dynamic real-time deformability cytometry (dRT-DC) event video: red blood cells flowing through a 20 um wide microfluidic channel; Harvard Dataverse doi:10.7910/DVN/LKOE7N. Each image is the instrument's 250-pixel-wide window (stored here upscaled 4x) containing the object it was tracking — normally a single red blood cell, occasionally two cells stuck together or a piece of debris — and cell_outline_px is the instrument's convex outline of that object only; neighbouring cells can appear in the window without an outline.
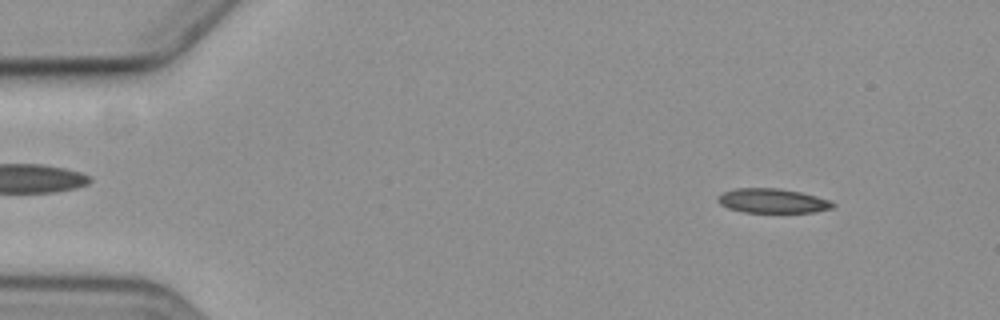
{"species": "common noctule bat (a hibernating species)", "species_latin": "Nyctalus noctula", "temperature_condition": "cold", "stored_images_in_passage": 4, "camera_frame_rate_fps": 3000, "um_per_image_px": 0.085, "animal": {"sex": "female", "body_mass_g": 19.3, "forearm_length_mm": 54.1}, "frame": {"image": 1, "passage_image": 2, "time_ms": 1.333, "image_size_px": [1000, 320], "cell_outline_px": [[836, 204], [832, 208], [812, 212], [744, 212], [728, 208], [720, 204], [716, 200], [716, 196], [724, 192], [736, 188], [776, 188], [800, 192], [816, 196], [828, 200]], "centroid_in_image_um": [65.62, 17.07], "position_along_channel_um": 19.4, "area_um2": 16.24}}
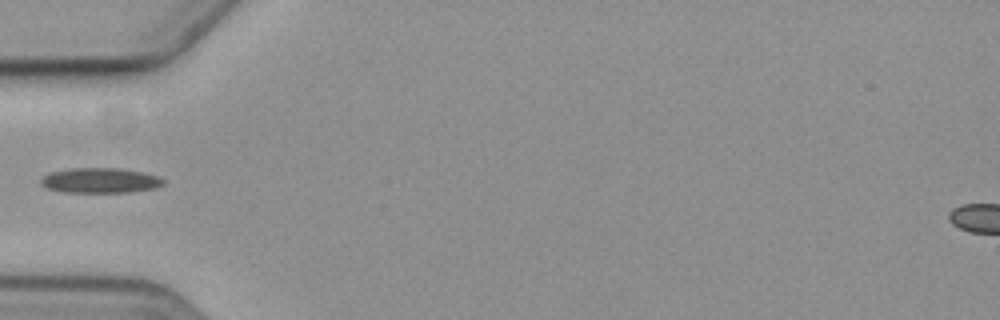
{"frame": {"image": 2, "passage_image": 4, "time_ms": 5.667, "image_size_px": [1000, 320], "cell_outline_px": [[164, 184], [156, 188], [128, 192], [64, 192], [48, 188], [40, 184], [40, 180], [48, 172], [68, 168], [120, 168], [160, 176], [164, 180]], "centroid_in_image_um": [8.5, 15.33], "position_along_channel_um": 76.5, "area_um2": 17.98}}